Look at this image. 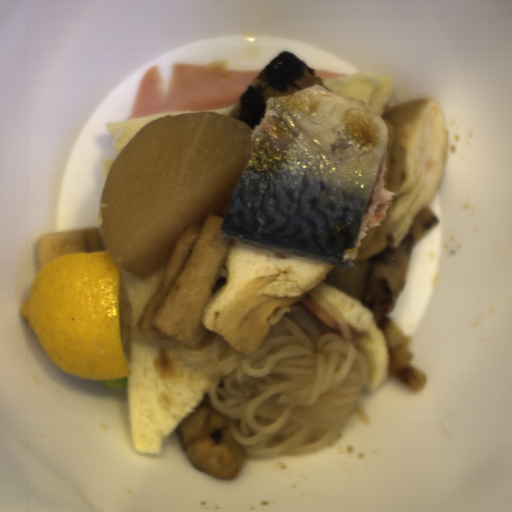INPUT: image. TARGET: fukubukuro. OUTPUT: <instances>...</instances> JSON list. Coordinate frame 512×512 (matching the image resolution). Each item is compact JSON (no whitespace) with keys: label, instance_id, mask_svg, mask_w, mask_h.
Instances as JSON below:
<instances>
[{"label":"fukubukuro","instance_id":"1","mask_svg":"<svg viewBox=\"0 0 512 512\" xmlns=\"http://www.w3.org/2000/svg\"><path fill=\"white\" fill-rule=\"evenodd\" d=\"M335 266L235 241L226 258L225 284L204 303L203 324L251 355L291 305L312 293Z\"/></svg>","mask_w":512,"mask_h":512},{"label":"fukubukuro","instance_id":"2","mask_svg":"<svg viewBox=\"0 0 512 512\" xmlns=\"http://www.w3.org/2000/svg\"><path fill=\"white\" fill-rule=\"evenodd\" d=\"M381 118L388 128L384 188L396 194L380 226L365 232L354 262L402 245L413 220L431 204L447 165L449 130L436 102L394 104Z\"/></svg>","mask_w":512,"mask_h":512}]
</instances>
